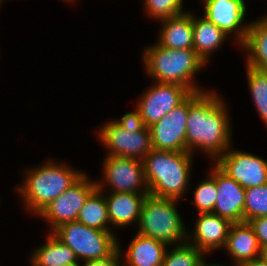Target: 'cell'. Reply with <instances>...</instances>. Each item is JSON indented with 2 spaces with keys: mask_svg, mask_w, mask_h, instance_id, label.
Segmentation results:
<instances>
[{
  "mask_svg": "<svg viewBox=\"0 0 267 266\" xmlns=\"http://www.w3.org/2000/svg\"><path fill=\"white\" fill-rule=\"evenodd\" d=\"M225 101L215 91L189 95L186 127V152L205 151L213 162L232 146L231 118ZM195 150V151H194Z\"/></svg>",
  "mask_w": 267,
  "mask_h": 266,
  "instance_id": "6da1fadb",
  "label": "cell"
},
{
  "mask_svg": "<svg viewBox=\"0 0 267 266\" xmlns=\"http://www.w3.org/2000/svg\"><path fill=\"white\" fill-rule=\"evenodd\" d=\"M193 156L189 152L152 149L142 160L149 194L182 199L191 180Z\"/></svg>",
  "mask_w": 267,
  "mask_h": 266,
  "instance_id": "7a4b0ae2",
  "label": "cell"
},
{
  "mask_svg": "<svg viewBox=\"0 0 267 266\" xmlns=\"http://www.w3.org/2000/svg\"><path fill=\"white\" fill-rule=\"evenodd\" d=\"M54 161L49 158L39 167L26 169L25 179L17 186L25 209L35 214L33 216H37L85 173L71 168L68 163Z\"/></svg>",
  "mask_w": 267,
  "mask_h": 266,
  "instance_id": "3957f363",
  "label": "cell"
},
{
  "mask_svg": "<svg viewBox=\"0 0 267 266\" xmlns=\"http://www.w3.org/2000/svg\"><path fill=\"white\" fill-rule=\"evenodd\" d=\"M142 55L153 82L180 84L191 92L206 91L193 80L207 65L194 49H168L156 43L145 47Z\"/></svg>",
  "mask_w": 267,
  "mask_h": 266,
  "instance_id": "277c9868",
  "label": "cell"
},
{
  "mask_svg": "<svg viewBox=\"0 0 267 266\" xmlns=\"http://www.w3.org/2000/svg\"><path fill=\"white\" fill-rule=\"evenodd\" d=\"M178 201L148 194L141 207L136 233L163 241L168 246L187 242L188 230L177 210Z\"/></svg>",
  "mask_w": 267,
  "mask_h": 266,
  "instance_id": "5b68a950",
  "label": "cell"
},
{
  "mask_svg": "<svg viewBox=\"0 0 267 266\" xmlns=\"http://www.w3.org/2000/svg\"><path fill=\"white\" fill-rule=\"evenodd\" d=\"M52 233L74 251L79 262L107 258L117 249L114 231L90 228L78 221L62 224Z\"/></svg>",
  "mask_w": 267,
  "mask_h": 266,
  "instance_id": "8992f818",
  "label": "cell"
},
{
  "mask_svg": "<svg viewBox=\"0 0 267 266\" xmlns=\"http://www.w3.org/2000/svg\"><path fill=\"white\" fill-rule=\"evenodd\" d=\"M102 170L104 178L96 181L99 190L109 185L110 192L149 194L142 160L106 155Z\"/></svg>",
  "mask_w": 267,
  "mask_h": 266,
  "instance_id": "52a82bcc",
  "label": "cell"
},
{
  "mask_svg": "<svg viewBox=\"0 0 267 266\" xmlns=\"http://www.w3.org/2000/svg\"><path fill=\"white\" fill-rule=\"evenodd\" d=\"M97 188L96 181L90 179L84 173L65 192L51 201L38 215L50 225V232L62 224L76 221L80 209L83 207L89 195Z\"/></svg>",
  "mask_w": 267,
  "mask_h": 266,
  "instance_id": "ba28073f",
  "label": "cell"
},
{
  "mask_svg": "<svg viewBox=\"0 0 267 266\" xmlns=\"http://www.w3.org/2000/svg\"><path fill=\"white\" fill-rule=\"evenodd\" d=\"M98 129L97 136L107 150L106 155L143 160L153 149L150 129L147 127L137 132H129L114 120H109Z\"/></svg>",
  "mask_w": 267,
  "mask_h": 266,
  "instance_id": "9c48e42d",
  "label": "cell"
},
{
  "mask_svg": "<svg viewBox=\"0 0 267 266\" xmlns=\"http://www.w3.org/2000/svg\"><path fill=\"white\" fill-rule=\"evenodd\" d=\"M153 84L142 93L136 103V108L147 128L161 120L192 93L180 84L156 81Z\"/></svg>",
  "mask_w": 267,
  "mask_h": 266,
  "instance_id": "30bf717a",
  "label": "cell"
},
{
  "mask_svg": "<svg viewBox=\"0 0 267 266\" xmlns=\"http://www.w3.org/2000/svg\"><path fill=\"white\" fill-rule=\"evenodd\" d=\"M214 163L244 189L267 183V161L252 153L229 147Z\"/></svg>",
  "mask_w": 267,
  "mask_h": 266,
  "instance_id": "8fae6325",
  "label": "cell"
},
{
  "mask_svg": "<svg viewBox=\"0 0 267 266\" xmlns=\"http://www.w3.org/2000/svg\"><path fill=\"white\" fill-rule=\"evenodd\" d=\"M189 96L149 127L152 148L156 150L186 152V127Z\"/></svg>",
  "mask_w": 267,
  "mask_h": 266,
  "instance_id": "7c38bea8",
  "label": "cell"
},
{
  "mask_svg": "<svg viewBox=\"0 0 267 266\" xmlns=\"http://www.w3.org/2000/svg\"><path fill=\"white\" fill-rule=\"evenodd\" d=\"M246 0H202L203 16L223 30L228 36L235 35L239 46L245 41L249 22L245 23Z\"/></svg>",
  "mask_w": 267,
  "mask_h": 266,
  "instance_id": "4fadbf2b",
  "label": "cell"
},
{
  "mask_svg": "<svg viewBox=\"0 0 267 266\" xmlns=\"http://www.w3.org/2000/svg\"><path fill=\"white\" fill-rule=\"evenodd\" d=\"M212 163L214 167L209 173L215 179L217 189L213 213L231 223L243 222L245 189Z\"/></svg>",
  "mask_w": 267,
  "mask_h": 266,
  "instance_id": "5bb4252c",
  "label": "cell"
},
{
  "mask_svg": "<svg viewBox=\"0 0 267 266\" xmlns=\"http://www.w3.org/2000/svg\"><path fill=\"white\" fill-rule=\"evenodd\" d=\"M231 222L214 213H200L194 230L187 234V242L208 255L225 246Z\"/></svg>",
  "mask_w": 267,
  "mask_h": 266,
  "instance_id": "9a60e30c",
  "label": "cell"
},
{
  "mask_svg": "<svg viewBox=\"0 0 267 266\" xmlns=\"http://www.w3.org/2000/svg\"><path fill=\"white\" fill-rule=\"evenodd\" d=\"M235 266L253 261L262 256L258 239L248 222L232 223L223 247Z\"/></svg>",
  "mask_w": 267,
  "mask_h": 266,
  "instance_id": "2e32d148",
  "label": "cell"
},
{
  "mask_svg": "<svg viewBox=\"0 0 267 266\" xmlns=\"http://www.w3.org/2000/svg\"><path fill=\"white\" fill-rule=\"evenodd\" d=\"M108 211L110 226L125 227L138 224L140 211L145 197L148 194L132 192H103Z\"/></svg>",
  "mask_w": 267,
  "mask_h": 266,
  "instance_id": "e0dca14e",
  "label": "cell"
},
{
  "mask_svg": "<svg viewBox=\"0 0 267 266\" xmlns=\"http://www.w3.org/2000/svg\"><path fill=\"white\" fill-rule=\"evenodd\" d=\"M160 33L156 42L168 49H194L192 12L159 20Z\"/></svg>",
  "mask_w": 267,
  "mask_h": 266,
  "instance_id": "ac0fdd59",
  "label": "cell"
},
{
  "mask_svg": "<svg viewBox=\"0 0 267 266\" xmlns=\"http://www.w3.org/2000/svg\"><path fill=\"white\" fill-rule=\"evenodd\" d=\"M168 245L163 241L135 234L125 251L122 266H161Z\"/></svg>",
  "mask_w": 267,
  "mask_h": 266,
  "instance_id": "d6986e66",
  "label": "cell"
},
{
  "mask_svg": "<svg viewBox=\"0 0 267 266\" xmlns=\"http://www.w3.org/2000/svg\"><path fill=\"white\" fill-rule=\"evenodd\" d=\"M240 47L247 52V66L267 73V14L254 22H249L246 39Z\"/></svg>",
  "mask_w": 267,
  "mask_h": 266,
  "instance_id": "ffe728a7",
  "label": "cell"
},
{
  "mask_svg": "<svg viewBox=\"0 0 267 266\" xmlns=\"http://www.w3.org/2000/svg\"><path fill=\"white\" fill-rule=\"evenodd\" d=\"M192 25L194 50L207 64L210 55L216 52L229 36L203 15L197 17L192 14Z\"/></svg>",
  "mask_w": 267,
  "mask_h": 266,
  "instance_id": "44dd1931",
  "label": "cell"
},
{
  "mask_svg": "<svg viewBox=\"0 0 267 266\" xmlns=\"http://www.w3.org/2000/svg\"><path fill=\"white\" fill-rule=\"evenodd\" d=\"M47 241L37 247L30 257L32 266L79 265L74 251L60 241L52 232H49Z\"/></svg>",
  "mask_w": 267,
  "mask_h": 266,
  "instance_id": "7402d4cb",
  "label": "cell"
},
{
  "mask_svg": "<svg viewBox=\"0 0 267 266\" xmlns=\"http://www.w3.org/2000/svg\"><path fill=\"white\" fill-rule=\"evenodd\" d=\"M76 221L90 228L113 231L112 228L109 227L110 221L103 191L96 188L89 195L83 207L80 209Z\"/></svg>",
  "mask_w": 267,
  "mask_h": 266,
  "instance_id": "603a6c76",
  "label": "cell"
},
{
  "mask_svg": "<svg viewBox=\"0 0 267 266\" xmlns=\"http://www.w3.org/2000/svg\"><path fill=\"white\" fill-rule=\"evenodd\" d=\"M245 68L251 99L259 117L267 126V73L247 65Z\"/></svg>",
  "mask_w": 267,
  "mask_h": 266,
  "instance_id": "cb8c5ba5",
  "label": "cell"
},
{
  "mask_svg": "<svg viewBox=\"0 0 267 266\" xmlns=\"http://www.w3.org/2000/svg\"><path fill=\"white\" fill-rule=\"evenodd\" d=\"M172 250L166 249L161 266H198L206 256L196 246L189 242L174 245Z\"/></svg>",
  "mask_w": 267,
  "mask_h": 266,
  "instance_id": "d4e9b609",
  "label": "cell"
},
{
  "mask_svg": "<svg viewBox=\"0 0 267 266\" xmlns=\"http://www.w3.org/2000/svg\"><path fill=\"white\" fill-rule=\"evenodd\" d=\"M267 216V183L245 189L243 222Z\"/></svg>",
  "mask_w": 267,
  "mask_h": 266,
  "instance_id": "484cf974",
  "label": "cell"
},
{
  "mask_svg": "<svg viewBox=\"0 0 267 266\" xmlns=\"http://www.w3.org/2000/svg\"><path fill=\"white\" fill-rule=\"evenodd\" d=\"M193 200L195 210L200 213H213L217 199V189L215 179L209 174L204 181H201L193 190Z\"/></svg>",
  "mask_w": 267,
  "mask_h": 266,
  "instance_id": "4316f807",
  "label": "cell"
},
{
  "mask_svg": "<svg viewBox=\"0 0 267 266\" xmlns=\"http://www.w3.org/2000/svg\"><path fill=\"white\" fill-rule=\"evenodd\" d=\"M182 3L183 0H144V9L150 18L159 21L183 14Z\"/></svg>",
  "mask_w": 267,
  "mask_h": 266,
  "instance_id": "83f0119b",
  "label": "cell"
},
{
  "mask_svg": "<svg viewBox=\"0 0 267 266\" xmlns=\"http://www.w3.org/2000/svg\"><path fill=\"white\" fill-rule=\"evenodd\" d=\"M134 109V111L125 113L121 119L114 120L119 126L129 132H137L145 127L139 110L136 107Z\"/></svg>",
  "mask_w": 267,
  "mask_h": 266,
  "instance_id": "f1b7e54d",
  "label": "cell"
},
{
  "mask_svg": "<svg viewBox=\"0 0 267 266\" xmlns=\"http://www.w3.org/2000/svg\"><path fill=\"white\" fill-rule=\"evenodd\" d=\"M249 225L253 228L254 234L256 235L260 248L262 251L267 250V216L253 218L248 221Z\"/></svg>",
  "mask_w": 267,
  "mask_h": 266,
  "instance_id": "f546056e",
  "label": "cell"
},
{
  "mask_svg": "<svg viewBox=\"0 0 267 266\" xmlns=\"http://www.w3.org/2000/svg\"><path fill=\"white\" fill-rule=\"evenodd\" d=\"M122 256L123 252L121 250L120 242L117 241V249L110 256L104 259L84 261L83 265L80 264V266H122Z\"/></svg>",
  "mask_w": 267,
  "mask_h": 266,
  "instance_id": "4dcf8cb0",
  "label": "cell"
},
{
  "mask_svg": "<svg viewBox=\"0 0 267 266\" xmlns=\"http://www.w3.org/2000/svg\"><path fill=\"white\" fill-rule=\"evenodd\" d=\"M241 266H267V261L261 256L253 261L244 263Z\"/></svg>",
  "mask_w": 267,
  "mask_h": 266,
  "instance_id": "1f68e13d",
  "label": "cell"
},
{
  "mask_svg": "<svg viewBox=\"0 0 267 266\" xmlns=\"http://www.w3.org/2000/svg\"><path fill=\"white\" fill-rule=\"evenodd\" d=\"M206 258L205 256L201 259V261L199 262L198 266H225V265H222V264H214V263H211V264H207V262L205 261ZM235 266V265H234Z\"/></svg>",
  "mask_w": 267,
  "mask_h": 266,
  "instance_id": "d6a6232c",
  "label": "cell"
},
{
  "mask_svg": "<svg viewBox=\"0 0 267 266\" xmlns=\"http://www.w3.org/2000/svg\"><path fill=\"white\" fill-rule=\"evenodd\" d=\"M262 257L267 261V250L262 253Z\"/></svg>",
  "mask_w": 267,
  "mask_h": 266,
  "instance_id": "836d02e7",
  "label": "cell"
},
{
  "mask_svg": "<svg viewBox=\"0 0 267 266\" xmlns=\"http://www.w3.org/2000/svg\"><path fill=\"white\" fill-rule=\"evenodd\" d=\"M55 266H66V265H55ZM71 266H80V264L79 265H71Z\"/></svg>",
  "mask_w": 267,
  "mask_h": 266,
  "instance_id": "e575fe53",
  "label": "cell"
}]
</instances>
